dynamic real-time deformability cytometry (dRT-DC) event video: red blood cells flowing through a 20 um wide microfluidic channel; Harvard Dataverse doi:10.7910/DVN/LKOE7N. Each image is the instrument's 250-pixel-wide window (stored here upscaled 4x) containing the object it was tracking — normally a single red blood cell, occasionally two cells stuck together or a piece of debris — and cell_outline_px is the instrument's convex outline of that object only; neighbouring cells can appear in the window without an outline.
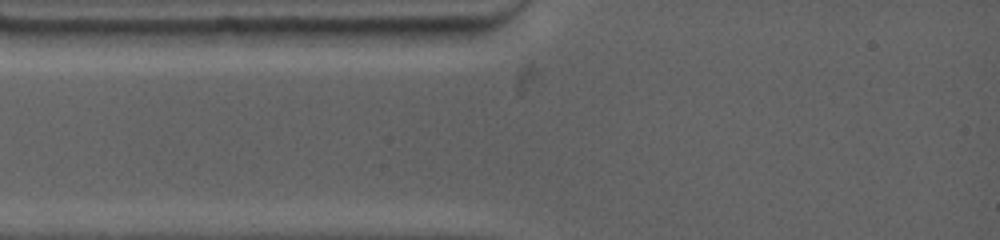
{"species": "common noctule bat (a hibernating species)", "species_latin": "Nyctalus noctula", "temperature_condition": "warm", "stored_images_in_passage": 3, "camera_frame_rate_fps": 4500, "um_per_image_px": 0.085, "animal": {"sex": "female", "body_mass_g": 19.0, "forearm_length_mm": 53.3}, "frame": {"image": 1, "passage_image": 1, "time_ms": 0.0, "image_size_px": [1000, 240], "cell_outline_px": [[404, 28], [396, 32], [332, 44], [264, 44], [260, 28]], "centroid_in_image_um": [27.18, 2.98], "position_along_channel_um": 57.8, "area_um2": 12.83}}